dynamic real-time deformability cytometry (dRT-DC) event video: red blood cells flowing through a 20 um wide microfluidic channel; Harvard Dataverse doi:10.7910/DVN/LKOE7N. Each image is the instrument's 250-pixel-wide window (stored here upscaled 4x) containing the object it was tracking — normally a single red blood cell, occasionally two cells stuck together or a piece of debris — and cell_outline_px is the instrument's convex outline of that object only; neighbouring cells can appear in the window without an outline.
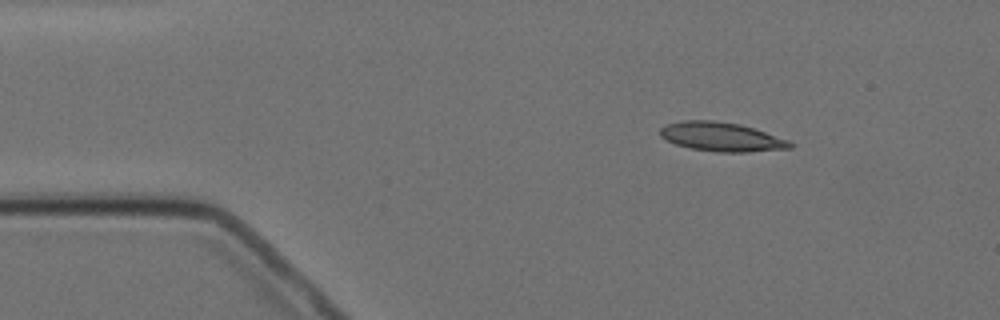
{"species": "Egyptian fruit bat (a non-hibernating species)", "species_latin": "Rousettus aegyptiacus", "temperature_condition": "cold", "stored_images_in_passage": 3, "camera_frame_rate_fps": 3000, "um_per_image_px": 0.085, "animal": {"sex": "female"}, "frame": {"image": 1, "passage_image": 1, "time_ms": 0.0, "image_size_px": [1000, 320], "cell_outline_px": [[792, 148], [748, 152], [720, 152], [692, 148], [676, 144], [660, 136], [660, 128], [668, 124], [684, 120], [712, 120], [740, 124], [788, 140], [792, 144]], "centroid_in_image_um": [61.32, 11.63], "position_along_channel_um": 23.7, "area_um2": 21.62}}